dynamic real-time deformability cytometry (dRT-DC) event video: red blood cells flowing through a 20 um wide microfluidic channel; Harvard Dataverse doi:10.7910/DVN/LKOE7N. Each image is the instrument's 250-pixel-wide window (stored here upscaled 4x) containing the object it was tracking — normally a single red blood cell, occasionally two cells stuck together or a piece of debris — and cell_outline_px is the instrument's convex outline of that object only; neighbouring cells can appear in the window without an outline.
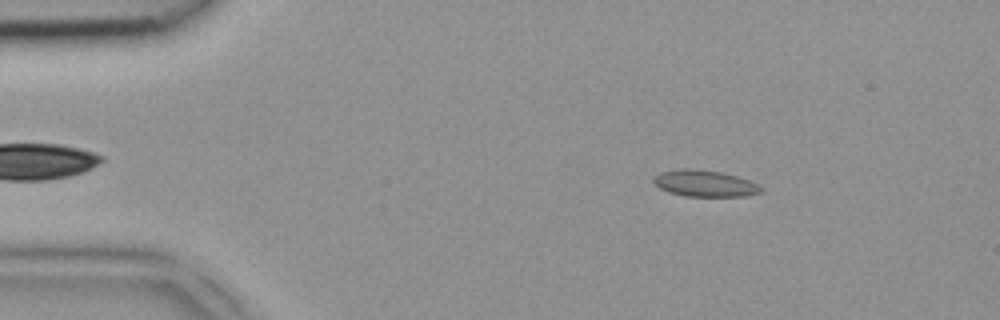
{"species": "common noctule bat (a hibernating species)", "species_latin": "Nyctalus noctula", "temperature_condition": "room temperature", "stored_images_in_passage": 4, "camera_frame_rate_fps": 3000, "um_per_image_px": 0.085, "animal": {"sex": "female", "body_mass_g": 18.4}, "frame": {"image": 1, "passage_image": 1, "time_ms": 0.0, "image_size_px": [1000, 320], "cell_outline_px": [[764, 192], [744, 196], [684, 196], [668, 192], [660, 188], [652, 180], [660, 172], [680, 168], [692, 168], [724, 172], [748, 180], [764, 188]], "centroid_in_image_um": [59.91, 15.58], "position_along_channel_um": 25.1, "area_um2": 16.65}}